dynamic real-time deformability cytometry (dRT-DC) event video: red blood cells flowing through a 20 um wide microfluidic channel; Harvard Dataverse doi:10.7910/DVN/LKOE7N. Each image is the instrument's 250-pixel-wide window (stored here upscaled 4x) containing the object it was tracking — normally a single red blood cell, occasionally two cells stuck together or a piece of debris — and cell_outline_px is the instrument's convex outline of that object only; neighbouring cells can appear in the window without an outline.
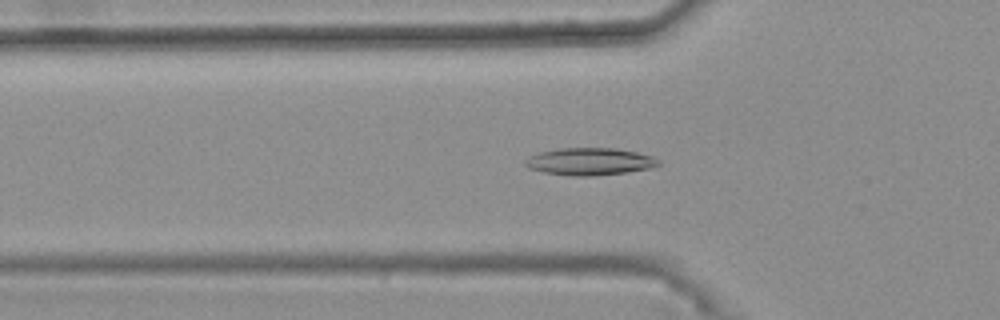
{"species": "common noctule bat (a hibernating species)", "species_latin": "Nyctalus noctula", "temperature_condition": "warm", "stored_images_in_passage": 37, "camera_frame_rate_fps": 3000, "um_per_image_px": 0.085, "animal": {"sex": "female", "body_mass_g": 25.1}, "frame": {"image": 1, "passage_image": 8, "time_ms": 2.333, "image_size_px": [1000, 320], "cell_outline_px": [[660, 164], [648, 168], [624, 172], [596, 176], [572, 176], [544, 172], [528, 168], [524, 164], [524, 160], [528, 156], [540, 152], [560, 148], [616, 148], [636, 152], [652, 156], [660, 160]], "centroid_in_image_um": [50.09, 13.73], "position_along_channel_um": 75.7, "area_um2": 21.15}}
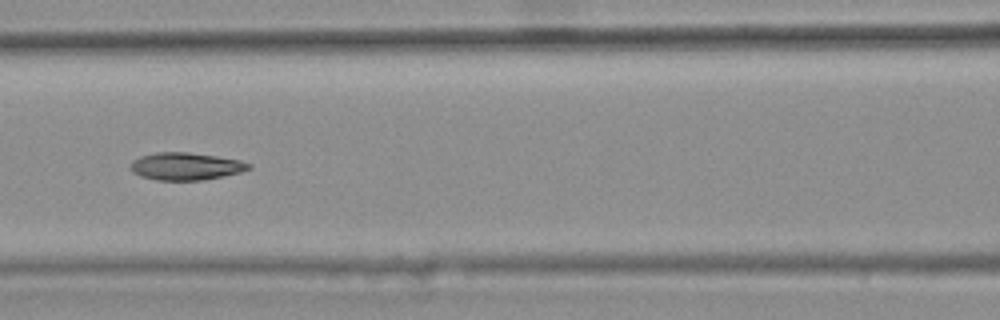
{"frame": {"image": 2, "passage_image": 14, "time_ms": 4.333, "image_size_px": [1000, 320], "cell_outline_px": [[252, 168], [240, 172], [224, 176], [204, 180], [156, 180], [140, 176], [132, 172], [128, 168], [128, 164], [132, 160], [140, 156], [156, 152], [188, 152], [216, 156], [240, 160], [252, 164]], "centroid_in_image_um": [15.75, 14.13], "position_along_channel_um": 150.8, "area_um2": 19.19}}
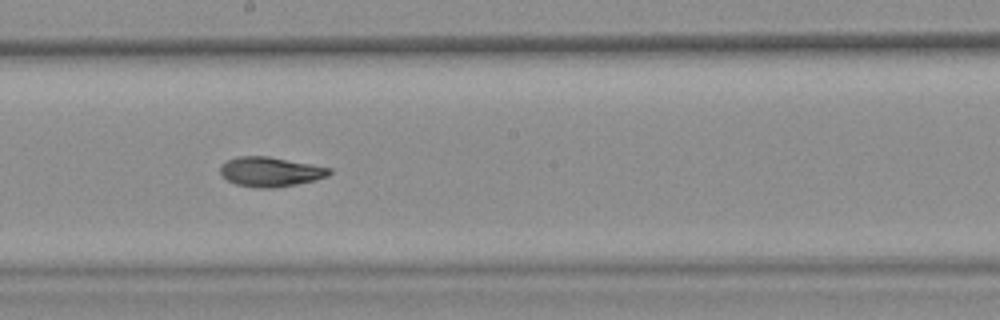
{"frame": {"image": 3, "passage_image": 20, "time_ms": 6.333, "image_size_px": [1000, 320], "cell_outline_px": [[332, 172], [328, 176], [316, 180], [276, 188], [256, 188], [236, 184], [228, 180], [220, 172], [220, 164], [236, 156], [268, 156], [312, 164], [332, 168]], "centroid_in_image_um": [23.0, 14.6], "position_along_channel_um": 225.2, "area_um2": 18.96}, "authors_computed_cell_mechanics": {"area_um2": 18.9584, "velocity_mm_per_s": 3.7263, "shape_relaxation_time_tau1_ms": null, "shape_relaxation_time_tau2_ms": 2.2648, "deformation_change_tau1": null, "deformation_change_tau2": 0.0787}}